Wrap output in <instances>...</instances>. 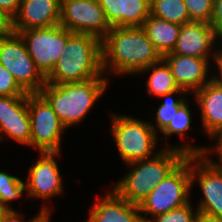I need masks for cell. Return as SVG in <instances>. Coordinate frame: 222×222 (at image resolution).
<instances>
[{"instance_id": "6da1fadb", "label": "cell", "mask_w": 222, "mask_h": 222, "mask_svg": "<svg viewBox=\"0 0 222 222\" xmlns=\"http://www.w3.org/2000/svg\"><path fill=\"white\" fill-rule=\"evenodd\" d=\"M211 151L210 147H197L188 143L174 147L165 146L152 158L126 164L132 169L113 189L127 201L139 205L187 156L209 154Z\"/></svg>"}, {"instance_id": "7a4b0ae2", "label": "cell", "mask_w": 222, "mask_h": 222, "mask_svg": "<svg viewBox=\"0 0 222 222\" xmlns=\"http://www.w3.org/2000/svg\"><path fill=\"white\" fill-rule=\"evenodd\" d=\"M161 59L142 27H111L102 40V69L105 75L109 71V75H136Z\"/></svg>"}, {"instance_id": "3957f363", "label": "cell", "mask_w": 222, "mask_h": 222, "mask_svg": "<svg viewBox=\"0 0 222 222\" xmlns=\"http://www.w3.org/2000/svg\"><path fill=\"white\" fill-rule=\"evenodd\" d=\"M104 76L102 41L93 35L68 30L65 49L52 72L46 77V83L83 82Z\"/></svg>"}, {"instance_id": "277c9868", "label": "cell", "mask_w": 222, "mask_h": 222, "mask_svg": "<svg viewBox=\"0 0 222 222\" xmlns=\"http://www.w3.org/2000/svg\"><path fill=\"white\" fill-rule=\"evenodd\" d=\"M108 78L96 77L83 82L46 83L39 92L52 106L68 129L84 120L95 102L105 93Z\"/></svg>"}, {"instance_id": "5b68a950", "label": "cell", "mask_w": 222, "mask_h": 222, "mask_svg": "<svg viewBox=\"0 0 222 222\" xmlns=\"http://www.w3.org/2000/svg\"><path fill=\"white\" fill-rule=\"evenodd\" d=\"M111 135L117 145L119 156L125 164L149 159L155 156L158 133L151 126V122L142 121L128 115L111 113Z\"/></svg>"}, {"instance_id": "8992f818", "label": "cell", "mask_w": 222, "mask_h": 222, "mask_svg": "<svg viewBox=\"0 0 222 222\" xmlns=\"http://www.w3.org/2000/svg\"><path fill=\"white\" fill-rule=\"evenodd\" d=\"M192 181L190 174V156L165 179L160 181L150 194L139 204L143 222L150 219L149 214L155 217L181 207L190 202ZM142 214L145 216L143 217Z\"/></svg>"}, {"instance_id": "52a82bcc", "label": "cell", "mask_w": 222, "mask_h": 222, "mask_svg": "<svg viewBox=\"0 0 222 222\" xmlns=\"http://www.w3.org/2000/svg\"><path fill=\"white\" fill-rule=\"evenodd\" d=\"M0 64L27 93H39L46 84V78L28 54L21 37L15 32L0 37Z\"/></svg>"}, {"instance_id": "ba28073f", "label": "cell", "mask_w": 222, "mask_h": 222, "mask_svg": "<svg viewBox=\"0 0 222 222\" xmlns=\"http://www.w3.org/2000/svg\"><path fill=\"white\" fill-rule=\"evenodd\" d=\"M23 40L28 54L46 78L60 59L68 39V29L62 25L50 28L13 31Z\"/></svg>"}, {"instance_id": "9c48e42d", "label": "cell", "mask_w": 222, "mask_h": 222, "mask_svg": "<svg viewBox=\"0 0 222 222\" xmlns=\"http://www.w3.org/2000/svg\"><path fill=\"white\" fill-rule=\"evenodd\" d=\"M31 121L30 146L39 152L61 151V135L67 128L40 93H28Z\"/></svg>"}, {"instance_id": "30bf717a", "label": "cell", "mask_w": 222, "mask_h": 222, "mask_svg": "<svg viewBox=\"0 0 222 222\" xmlns=\"http://www.w3.org/2000/svg\"><path fill=\"white\" fill-rule=\"evenodd\" d=\"M190 174L192 187L198 180L203 194L198 212L222 219V164L210 159L208 154L191 155Z\"/></svg>"}, {"instance_id": "8fae6325", "label": "cell", "mask_w": 222, "mask_h": 222, "mask_svg": "<svg viewBox=\"0 0 222 222\" xmlns=\"http://www.w3.org/2000/svg\"><path fill=\"white\" fill-rule=\"evenodd\" d=\"M60 25L70 32L105 38L111 29L97 0H61Z\"/></svg>"}, {"instance_id": "7c38bea8", "label": "cell", "mask_w": 222, "mask_h": 222, "mask_svg": "<svg viewBox=\"0 0 222 222\" xmlns=\"http://www.w3.org/2000/svg\"><path fill=\"white\" fill-rule=\"evenodd\" d=\"M59 153L60 151L39 152L40 158L35 162L32 161L28 171L29 177L24 181L27 196L48 200L63 192L62 175L55 159Z\"/></svg>"}, {"instance_id": "4fadbf2b", "label": "cell", "mask_w": 222, "mask_h": 222, "mask_svg": "<svg viewBox=\"0 0 222 222\" xmlns=\"http://www.w3.org/2000/svg\"><path fill=\"white\" fill-rule=\"evenodd\" d=\"M216 40L219 41L209 23L191 21L181 25L176 45L172 52L167 54L206 58L208 60L214 58L213 61H216L222 50L218 47V50L212 51L217 45Z\"/></svg>"}, {"instance_id": "5bb4252c", "label": "cell", "mask_w": 222, "mask_h": 222, "mask_svg": "<svg viewBox=\"0 0 222 222\" xmlns=\"http://www.w3.org/2000/svg\"><path fill=\"white\" fill-rule=\"evenodd\" d=\"M0 133L17 143L30 146L31 121L28 110V95H0ZM3 134H0L3 140Z\"/></svg>"}, {"instance_id": "9a60e30c", "label": "cell", "mask_w": 222, "mask_h": 222, "mask_svg": "<svg viewBox=\"0 0 222 222\" xmlns=\"http://www.w3.org/2000/svg\"><path fill=\"white\" fill-rule=\"evenodd\" d=\"M162 59L168 64L177 86L186 92L195 93L213 79L212 75L208 78L212 61L206 58L165 54Z\"/></svg>"}, {"instance_id": "2e32d148", "label": "cell", "mask_w": 222, "mask_h": 222, "mask_svg": "<svg viewBox=\"0 0 222 222\" xmlns=\"http://www.w3.org/2000/svg\"><path fill=\"white\" fill-rule=\"evenodd\" d=\"M60 19L61 0H21L12 30L50 28L59 25Z\"/></svg>"}, {"instance_id": "e0dca14e", "label": "cell", "mask_w": 222, "mask_h": 222, "mask_svg": "<svg viewBox=\"0 0 222 222\" xmlns=\"http://www.w3.org/2000/svg\"><path fill=\"white\" fill-rule=\"evenodd\" d=\"M97 198L87 222H143L139 205L127 201L114 189Z\"/></svg>"}, {"instance_id": "ac0fdd59", "label": "cell", "mask_w": 222, "mask_h": 222, "mask_svg": "<svg viewBox=\"0 0 222 222\" xmlns=\"http://www.w3.org/2000/svg\"><path fill=\"white\" fill-rule=\"evenodd\" d=\"M110 27H142L150 16V0H97Z\"/></svg>"}, {"instance_id": "d6986e66", "label": "cell", "mask_w": 222, "mask_h": 222, "mask_svg": "<svg viewBox=\"0 0 222 222\" xmlns=\"http://www.w3.org/2000/svg\"><path fill=\"white\" fill-rule=\"evenodd\" d=\"M203 128L210 138L222 131V86L212 79L194 93Z\"/></svg>"}, {"instance_id": "ffe728a7", "label": "cell", "mask_w": 222, "mask_h": 222, "mask_svg": "<svg viewBox=\"0 0 222 222\" xmlns=\"http://www.w3.org/2000/svg\"><path fill=\"white\" fill-rule=\"evenodd\" d=\"M142 28L155 49L164 56L174 49L181 25L157 18L150 14L144 21Z\"/></svg>"}, {"instance_id": "44dd1931", "label": "cell", "mask_w": 222, "mask_h": 222, "mask_svg": "<svg viewBox=\"0 0 222 222\" xmlns=\"http://www.w3.org/2000/svg\"><path fill=\"white\" fill-rule=\"evenodd\" d=\"M147 71L151 73L146 81L147 93L149 95L160 97L179 89L168 64L163 59L143 69L139 75Z\"/></svg>"}, {"instance_id": "7402d4cb", "label": "cell", "mask_w": 222, "mask_h": 222, "mask_svg": "<svg viewBox=\"0 0 222 222\" xmlns=\"http://www.w3.org/2000/svg\"><path fill=\"white\" fill-rule=\"evenodd\" d=\"M150 14L179 25L191 22L184 0H150Z\"/></svg>"}, {"instance_id": "603a6c76", "label": "cell", "mask_w": 222, "mask_h": 222, "mask_svg": "<svg viewBox=\"0 0 222 222\" xmlns=\"http://www.w3.org/2000/svg\"><path fill=\"white\" fill-rule=\"evenodd\" d=\"M182 93L185 94L186 91L179 88L177 91L167 93L159 97L165 98V101L161 103L156 111V126L153 125V123L151 124L156 133L158 131L162 132L168 126L170 120L176 114L178 109L187 101L185 100L186 97L182 96ZM175 94H179L181 96L179 98L175 97V99L173 98V95L175 96Z\"/></svg>"}, {"instance_id": "cb8c5ba5", "label": "cell", "mask_w": 222, "mask_h": 222, "mask_svg": "<svg viewBox=\"0 0 222 222\" xmlns=\"http://www.w3.org/2000/svg\"><path fill=\"white\" fill-rule=\"evenodd\" d=\"M23 192H27L26 184L17 176L0 171V202L9 209V202L22 198Z\"/></svg>"}, {"instance_id": "d4e9b609", "label": "cell", "mask_w": 222, "mask_h": 222, "mask_svg": "<svg viewBox=\"0 0 222 222\" xmlns=\"http://www.w3.org/2000/svg\"><path fill=\"white\" fill-rule=\"evenodd\" d=\"M189 101H186L176 112V114L173 116V118L170 120L168 126L161 132L164 137L170 138L173 134H178V136H183L187 134V131L189 129L193 128L191 127V110L189 109L188 103ZM188 104V105H187Z\"/></svg>"}, {"instance_id": "484cf974", "label": "cell", "mask_w": 222, "mask_h": 222, "mask_svg": "<svg viewBox=\"0 0 222 222\" xmlns=\"http://www.w3.org/2000/svg\"><path fill=\"white\" fill-rule=\"evenodd\" d=\"M184 3L190 21L210 24L213 12V0H184Z\"/></svg>"}, {"instance_id": "4316f807", "label": "cell", "mask_w": 222, "mask_h": 222, "mask_svg": "<svg viewBox=\"0 0 222 222\" xmlns=\"http://www.w3.org/2000/svg\"><path fill=\"white\" fill-rule=\"evenodd\" d=\"M191 201L181 207L175 208L164 214L157 215L148 222H194L198 213L197 208L193 211Z\"/></svg>"}, {"instance_id": "83f0119b", "label": "cell", "mask_w": 222, "mask_h": 222, "mask_svg": "<svg viewBox=\"0 0 222 222\" xmlns=\"http://www.w3.org/2000/svg\"><path fill=\"white\" fill-rule=\"evenodd\" d=\"M0 95L26 96L28 93L17 83L13 75L0 64Z\"/></svg>"}, {"instance_id": "f1b7e54d", "label": "cell", "mask_w": 222, "mask_h": 222, "mask_svg": "<svg viewBox=\"0 0 222 222\" xmlns=\"http://www.w3.org/2000/svg\"><path fill=\"white\" fill-rule=\"evenodd\" d=\"M48 205L44 206L36 216L32 217V219L25 221L22 220L21 212H17L14 209H10L4 218L3 222H41L48 214H51L52 210L47 207Z\"/></svg>"}, {"instance_id": "f546056e", "label": "cell", "mask_w": 222, "mask_h": 222, "mask_svg": "<svg viewBox=\"0 0 222 222\" xmlns=\"http://www.w3.org/2000/svg\"><path fill=\"white\" fill-rule=\"evenodd\" d=\"M210 25L213 27L219 41H222V0H213Z\"/></svg>"}, {"instance_id": "4dcf8cb0", "label": "cell", "mask_w": 222, "mask_h": 222, "mask_svg": "<svg viewBox=\"0 0 222 222\" xmlns=\"http://www.w3.org/2000/svg\"><path fill=\"white\" fill-rule=\"evenodd\" d=\"M21 0H0V10L12 20L17 15Z\"/></svg>"}, {"instance_id": "1f68e13d", "label": "cell", "mask_w": 222, "mask_h": 222, "mask_svg": "<svg viewBox=\"0 0 222 222\" xmlns=\"http://www.w3.org/2000/svg\"><path fill=\"white\" fill-rule=\"evenodd\" d=\"M12 19L0 10V37L12 33Z\"/></svg>"}, {"instance_id": "d6a6232c", "label": "cell", "mask_w": 222, "mask_h": 222, "mask_svg": "<svg viewBox=\"0 0 222 222\" xmlns=\"http://www.w3.org/2000/svg\"><path fill=\"white\" fill-rule=\"evenodd\" d=\"M215 63H216L215 66L218 67L216 69H218V72L220 71L219 72L220 74H219V76L216 74L213 75V79L222 86V50L219 53L218 58L215 61Z\"/></svg>"}, {"instance_id": "836d02e7", "label": "cell", "mask_w": 222, "mask_h": 222, "mask_svg": "<svg viewBox=\"0 0 222 222\" xmlns=\"http://www.w3.org/2000/svg\"><path fill=\"white\" fill-rule=\"evenodd\" d=\"M194 222H222V219L211 217L202 213H197Z\"/></svg>"}, {"instance_id": "e575fe53", "label": "cell", "mask_w": 222, "mask_h": 222, "mask_svg": "<svg viewBox=\"0 0 222 222\" xmlns=\"http://www.w3.org/2000/svg\"><path fill=\"white\" fill-rule=\"evenodd\" d=\"M216 138V139H215ZM214 139L216 140L217 144L215 146V148H212L213 150L215 149L217 151L218 154V158L219 159L218 163L222 164V131L217 134Z\"/></svg>"}, {"instance_id": "d590c367", "label": "cell", "mask_w": 222, "mask_h": 222, "mask_svg": "<svg viewBox=\"0 0 222 222\" xmlns=\"http://www.w3.org/2000/svg\"><path fill=\"white\" fill-rule=\"evenodd\" d=\"M10 209L5 206L4 204H2L0 202V222H3L4 221V218L6 216V213L9 211Z\"/></svg>"}, {"instance_id": "8d00e7d4", "label": "cell", "mask_w": 222, "mask_h": 222, "mask_svg": "<svg viewBox=\"0 0 222 222\" xmlns=\"http://www.w3.org/2000/svg\"><path fill=\"white\" fill-rule=\"evenodd\" d=\"M51 216H52L51 214H48L41 222H50Z\"/></svg>"}]
</instances>
